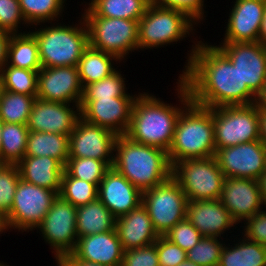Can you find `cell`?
<instances>
[{"mask_svg": "<svg viewBox=\"0 0 266 266\" xmlns=\"http://www.w3.org/2000/svg\"><path fill=\"white\" fill-rule=\"evenodd\" d=\"M194 44L178 76L187 86L191 102L205 108L253 104L256 95L242 85L229 58L216 45L197 39Z\"/></svg>", "mask_w": 266, "mask_h": 266, "instance_id": "cell-1", "label": "cell"}, {"mask_svg": "<svg viewBox=\"0 0 266 266\" xmlns=\"http://www.w3.org/2000/svg\"><path fill=\"white\" fill-rule=\"evenodd\" d=\"M176 91L181 106L168 104L147 92L138 93L134 101L131 122L125 134L132 141L161 148L168 152L181 112L191 103L187 86L179 78ZM183 105V106H182Z\"/></svg>", "mask_w": 266, "mask_h": 266, "instance_id": "cell-2", "label": "cell"}, {"mask_svg": "<svg viewBox=\"0 0 266 266\" xmlns=\"http://www.w3.org/2000/svg\"><path fill=\"white\" fill-rule=\"evenodd\" d=\"M113 166L141 192L159 185L172 176L165 150L132 141L126 135L117 136Z\"/></svg>", "mask_w": 266, "mask_h": 266, "instance_id": "cell-3", "label": "cell"}, {"mask_svg": "<svg viewBox=\"0 0 266 266\" xmlns=\"http://www.w3.org/2000/svg\"><path fill=\"white\" fill-rule=\"evenodd\" d=\"M213 112L191 102L180 114L167 152L170 165L215 156Z\"/></svg>", "mask_w": 266, "mask_h": 266, "instance_id": "cell-4", "label": "cell"}, {"mask_svg": "<svg viewBox=\"0 0 266 266\" xmlns=\"http://www.w3.org/2000/svg\"><path fill=\"white\" fill-rule=\"evenodd\" d=\"M58 24L54 26L52 23L51 26L35 28V31L29 30L37 41L41 65L78 66L83 52L89 46L86 23L81 17L79 24Z\"/></svg>", "mask_w": 266, "mask_h": 266, "instance_id": "cell-5", "label": "cell"}, {"mask_svg": "<svg viewBox=\"0 0 266 266\" xmlns=\"http://www.w3.org/2000/svg\"><path fill=\"white\" fill-rule=\"evenodd\" d=\"M82 17L88 30L89 46L123 60L138 50V21L97 16L88 6Z\"/></svg>", "mask_w": 266, "mask_h": 266, "instance_id": "cell-6", "label": "cell"}, {"mask_svg": "<svg viewBox=\"0 0 266 266\" xmlns=\"http://www.w3.org/2000/svg\"><path fill=\"white\" fill-rule=\"evenodd\" d=\"M197 25L184 13L152 3L138 21V49H153L187 38ZM188 34V35H187Z\"/></svg>", "mask_w": 266, "mask_h": 266, "instance_id": "cell-7", "label": "cell"}, {"mask_svg": "<svg viewBox=\"0 0 266 266\" xmlns=\"http://www.w3.org/2000/svg\"><path fill=\"white\" fill-rule=\"evenodd\" d=\"M172 176L187 200L220 199L225 176L215 156L180 160L172 166Z\"/></svg>", "mask_w": 266, "mask_h": 266, "instance_id": "cell-8", "label": "cell"}, {"mask_svg": "<svg viewBox=\"0 0 266 266\" xmlns=\"http://www.w3.org/2000/svg\"><path fill=\"white\" fill-rule=\"evenodd\" d=\"M213 112L215 149L259 140L255 104L209 108Z\"/></svg>", "mask_w": 266, "mask_h": 266, "instance_id": "cell-9", "label": "cell"}, {"mask_svg": "<svg viewBox=\"0 0 266 266\" xmlns=\"http://www.w3.org/2000/svg\"><path fill=\"white\" fill-rule=\"evenodd\" d=\"M186 204V195L173 176L142 192V205L148 211L153 226L160 236H164L178 222L186 218Z\"/></svg>", "mask_w": 266, "mask_h": 266, "instance_id": "cell-10", "label": "cell"}, {"mask_svg": "<svg viewBox=\"0 0 266 266\" xmlns=\"http://www.w3.org/2000/svg\"><path fill=\"white\" fill-rule=\"evenodd\" d=\"M57 197L55 191L33 185L20 178L12 208L6 215L9 229H18L22 233L35 230Z\"/></svg>", "mask_w": 266, "mask_h": 266, "instance_id": "cell-11", "label": "cell"}, {"mask_svg": "<svg viewBox=\"0 0 266 266\" xmlns=\"http://www.w3.org/2000/svg\"><path fill=\"white\" fill-rule=\"evenodd\" d=\"M36 229L53 249L55 261L61 260L75 250L78 241L76 207L58 195Z\"/></svg>", "mask_w": 266, "mask_h": 266, "instance_id": "cell-12", "label": "cell"}, {"mask_svg": "<svg viewBox=\"0 0 266 266\" xmlns=\"http://www.w3.org/2000/svg\"><path fill=\"white\" fill-rule=\"evenodd\" d=\"M215 157L225 178L258 180L266 170V147L260 140L218 149Z\"/></svg>", "mask_w": 266, "mask_h": 266, "instance_id": "cell-13", "label": "cell"}, {"mask_svg": "<svg viewBox=\"0 0 266 266\" xmlns=\"http://www.w3.org/2000/svg\"><path fill=\"white\" fill-rule=\"evenodd\" d=\"M116 138L117 135L107 128L88 123L80 118L69 135V158L103 160L112 167Z\"/></svg>", "mask_w": 266, "mask_h": 266, "instance_id": "cell-14", "label": "cell"}, {"mask_svg": "<svg viewBox=\"0 0 266 266\" xmlns=\"http://www.w3.org/2000/svg\"><path fill=\"white\" fill-rule=\"evenodd\" d=\"M219 45L217 47L238 70L242 85H247L256 95L266 83V48L258 41Z\"/></svg>", "mask_w": 266, "mask_h": 266, "instance_id": "cell-15", "label": "cell"}, {"mask_svg": "<svg viewBox=\"0 0 266 266\" xmlns=\"http://www.w3.org/2000/svg\"><path fill=\"white\" fill-rule=\"evenodd\" d=\"M82 96L77 66L42 67L38 71V99L80 106Z\"/></svg>", "mask_w": 266, "mask_h": 266, "instance_id": "cell-16", "label": "cell"}, {"mask_svg": "<svg viewBox=\"0 0 266 266\" xmlns=\"http://www.w3.org/2000/svg\"><path fill=\"white\" fill-rule=\"evenodd\" d=\"M136 98L81 100V118L88 123L107 128L117 136L125 135L130 126L132 108Z\"/></svg>", "mask_w": 266, "mask_h": 266, "instance_id": "cell-17", "label": "cell"}, {"mask_svg": "<svg viewBox=\"0 0 266 266\" xmlns=\"http://www.w3.org/2000/svg\"><path fill=\"white\" fill-rule=\"evenodd\" d=\"M80 118L79 105L73 104L71 108L67 103L49 102L36 98L27 128L34 132L59 133L69 136Z\"/></svg>", "mask_w": 266, "mask_h": 266, "instance_id": "cell-18", "label": "cell"}, {"mask_svg": "<svg viewBox=\"0 0 266 266\" xmlns=\"http://www.w3.org/2000/svg\"><path fill=\"white\" fill-rule=\"evenodd\" d=\"M219 200L237 224L263 210L264 206L259 182L254 179L225 178Z\"/></svg>", "mask_w": 266, "mask_h": 266, "instance_id": "cell-19", "label": "cell"}, {"mask_svg": "<svg viewBox=\"0 0 266 266\" xmlns=\"http://www.w3.org/2000/svg\"><path fill=\"white\" fill-rule=\"evenodd\" d=\"M123 252L115 229L78 238L75 250L61 260H83L105 266H121Z\"/></svg>", "mask_w": 266, "mask_h": 266, "instance_id": "cell-20", "label": "cell"}, {"mask_svg": "<svg viewBox=\"0 0 266 266\" xmlns=\"http://www.w3.org/2000/svg\"><path fill=\"white\" fill-rule=\"evenodd\" d=\"M265 8L266 0H236L222 43L257 42Z\"/></svg>", "mask_w": 266, "mask_h": 266, "instance_id": "cell-21", "label": "cell"}, {"mask_svg": "<svg viewBox=\"0 0 266 266\" xmlns=\"http://www.w3.org/2000/svg\"><path fill=\"white\" fill-rule=\"evenodd\" d=\"M98 199L118 218L142 204V192L110 167L98 185Z\"/></svg>", "mask_w": 266, "mask_h": 266, "instance_id": "cell-22", "label": "cell"}, {"mask_svg": "<svg viewBox=\"0 0 266 266\" xmlns=\"http://www.w3.org/2000/svg\"><path fill=\"white\" fill-rule=\"evenodd\" d=\"M187 220L207 237L222 238L221 235L238 225L219 199L187 200Z\"/></svg>", "mask_w": 266, "mask_h": 266, "instance_id": "cell-23", "label": "cell"}, {"mask_svg": "<svg viewBox=\"0 0 266 266\" xmlns=\"http://www.w3.org/2000/svg\"><path fill=\"white\" fill-rule=\"evenodd\" d=\"M115 229L124 251L147 246L160 237L142 204L116 218Z\"/></svg>", "mask_w": 266, "mask_h": 266, "instance_id": "cell-24", "label": "cell"}, {"mask_svg": "<svg viewBox=\"0 0 266 266\" xmlns=\"http://www.w3.org/2000/svg\"><path fill=\"white\" fill-rule=\"evenodd\" d=\"M17 166L22 180L59 195L64 166L58 160L48 156H24Z\"/></svg>", "mask_w": 266, "mask_h": 266, "instance_id": "cell-25", "label": "cell"}, {"mask_svg": "<svg viewBox=\"0 0 266 266\" xmlns=\"http://www.w3.org/2000/svg\"><path fill=\"white\" fill-rule=\"evenodd\" d=\"M116 217L97 198L76 208V232L78 238L115 230Z\"/></svg>", "mask_w": 266, "mask_h": 266, "instance_id": "cell-26", "label": "cell"}, {"mask_svg": "<svg viewBox=\"0 0 266 266\" xmlns=\"http://www.w3.org/2000/svg\"><path fill=\"white\" fill-rule=\"evenodd\" d=\"M25 156H48L58 160L65 167L69 159V136L29 131Z\"/></svg>", "mask_w": 266, "mask_h": 266, "instance_id": "cell-27", "label": "cell"}, {"mask_svg": "<svg viewBox=\"0 0 266 266\" xmlns=\"http://www.w3.org/2000/svg\"><path fill=\"white\" fill-rule=\"evenodd\" d=\"M12 34L7 48V65L39 71L42 68L35 37L26 31Z\"/></svg>", "mask_w": 266, "mask_h": 266, "instance_id": "cell-28", "label": "cell"}, {"mask_svg": "<svg viewBox=\"0 0 266 266\" xmlns=\"http://www.w3.org/2000/svg\"><path fill=\"white\" fill-rule=\"evenodd\" d=\"M114 61L119 63L116 56L105 53L101 50L88 46L78 63L79 78L83 88L93 82L108 77L117 69L114 68Z\"/></svg>", "mask_w": 266, "mask_h": 266, "instance_id": "cell-29", "label": "cell"}, {"mask_svg": "<svg viewBox=\"0 0 266 266\" xmlns=\"http://www.w3.org/2000/svg\"><path fill=\"white\" fill-rule=\"evenodd\" d=\"M239 243L223 247L218 266H266V246L245 237Z\"/></svg>", "mask_w": 266, "mask_h": 266, "instance_id": "cell-30", "label": "cell"}, {"mask_svg": "<svg viewBox=\"0 0 266 266\" xmlns=\"http://www.w3.org/2000/svg\"><path fill=\"white\" fill-rule=\"evenodd\" d=\"M151 0H91L89 8L100 17L139 21Z\"/></svg>", "mask_w": 266, "mask_h": 266, "instance_id": "cell-31", "label": "cell"}, {"mask_svg": "<svg viewBox=\"0 0 266 266\" xmlns=\"http://www.w3.org/2000/svg\"><path fill=\"white\" fill-rule=\"evenodd\" d=\"M29 129L27 125L3 123L0 159L8 165H17L25 156Z\"/></svg>", "mask_w": 266, "mask_h": 266, "instance_id": "cell-32", "label": "cell"}, {"mask_svg": "<svg viewBox=\"0 0 266 266\" xmlns=\"http://www.w3.org/2000/svg\"><path fill=\"white\" fill-rule=\"evenodd\" d=\"M37 95H25L1 89L0 119L3 123L27 125Z\"/></svg>", "mask_w": 266, "mask_h": 266, "instance_id": "cell-33", "label": "cell"}, {"mask_svg": "<svg viewBox=\"0 0 266 266\" xmlns=\"http://www.w3.org/2000/svg\"><path fill=\"white\" fill-rule=\"evenodd\" d=\"M24 19L29 26L59 21L66 0H18ZM64 4V5H63ZM59 15V16H58ZM55 19V20H54ZM39 23V24H38Z\"/></svg>", "mask_w": 266, "mask_h": 266, "instance_id": "cell-34", "label": "cell"}, {"mask_svg": "<svg viewBox=\"0 0 266 266\" xmlns=\"http://www.w3.org/2000/svg\"><path fill=\"white\" fill-rule=\"evenodd\" d=\"M0 73L1 89L25 95H37L38 71L5 64Z\"/></svg>", "mask_w": 266, "mask_h": 266, "instance_id": "cell-35", "label": "cell"}, {"mask_svg": "<svg viewBox=\"0 0 266 266\" xmlns=\"http://www.w3.org/2000/svg\"><path fill=\"white\" fill-rule=\"evenodd\" d=\"M59 196L77 208L98 198V185L71 177L64 170Z\"/></svg>", "mask_w": 266, "mask_h": 266, "instance_id": "cell-36", "label": "cell"}, {"mask_svg": "<svg viewBox=\"0 0 266 266\" xmlns=\"http://www.w3.org/2000/svg\"><path fill=\"white\" fill-rule=\"evenodd\" d=\"M125 78L116 70L104 79L90 83L83 88L81 100H96L97 98L137 97L127 93Z\"/></svg>", "mask_w": 266, "mask_h": 266, "instance_id": "cell-37", "label": "cell"}, {"mask_svg": "<svg viewBox=\"0 0 266 266\" xmlns=\"http://www.w3.org/2000/svg\"><path fill=\"white\" fill-rule=\"evenodd\" d=\"M110 166L93 158H69L64 170L74 178L99 185Z\"/></svg>", "mask_w": 266, "mask_h": 266, "instance_id": "cell-38", "label": "cell"}, {"mask_svg": "<svg viewBox=\"0 0 266 266\" xmlns=\"http://www.w3.org/2000/svg\"><path fill=\"white\" fill-rule=\"evenodd\" d=\"M218 237L203 236L200 241L186 252L187 260L198 266H218L225 242Z\"/></svg>", "mask_w": 266, "mask_h": 266, "instance_id": "cell-39", "label": "cell"}, {"mask_svg": "<svg viewBox=\"0 0 266 266\" xmlns=\"http://www.w3.org/2000/svg\"><path fill=\"white\" fill-rule=\"evenodd\" d=\"M20 172L17 165L6 164L0 170V210L8 214L12 208Z\"/></svg>", "mask_w": 266, "mask_h": 266, "instance_id": "cell-40", "label": "cell"}, {"mask_svg": "<svg viewBox=\"0 0 266 266\" xmlns=\"http://www.w3.org/2000/svg\"><path fill=\"white\" fill-rule=\"evenodd\" d=\"M164 237L182 250L192 249L203 237L202 234L185 218L171 228Z\"/></svg>", "mask_w": 266, "mask_h": 266, "instance_id": "cell-41", "label": "cell"}, {"mask_svg": "<svg viewBox=\"0 0 266 266\" xmlns=\"http://www.w3.org/2000/svg\"><path fill=\"white\" fill-rule=\"evenodd\" d=\"M25 24L18 0H0V30L11 34H19V26ZM20 24V25H19Z\"/></svg>", "mask_w": 266, "mask_h": 266, "instance_id": "cell-42", "label": "cell"}, {"mask_svg": "<svg viewBox=\"0 0 266 266\" xmlns=\"http://www.w3.org/2000/svg\"><path fill=\"white\" fill-rule=\"evenodd\" d=\"M153 5L170 8L187 15L196 24L204 19V0H151Z\"/></svg>", "mask_w": 266, "mask_h": 266, "instance_id": "cell-43", "label": "cell"}, {"mask_svg": "<svg viewBox=\"0 0 266 266\" xmlns=\"http://www.w3.org/2000/svg\"><path fill=\"white\" fill-rule=\"evenodd\" d=\"M121 266H160L156 242L124 251Z\"/></svg>", "mask_w": 266, "mask_h": 266, "instance_id": "cell-44", "label": "cell"}, {"mask_svg": "<svg viewBox=\"0 0 266 266\" xmlns=\"http://www.w3.org/2000/svg\"><path fill=\"white\" fill-rule=\"evenodd\" d=\"M156 250L160 266H178L187 259L186 251L171 243L164 236H160L156 240Z\"/></svg>", "mask_w": 266, "mask_h": 266, "instance_id": "cell-45", "label": "cell"}, {"mask_svg": "<svg viewBox=\"0 0 266 266\" xmlns=\"http://www.w3.org/2000/svg\"><path fill=\"white\" fill-rule=\"evenodd\" d=\"M264 210L246 219L243 226L244 232L241 233L246 239L266 246V211Z\"/></svg>", "mask_w": 266, "mask_h": 266, "instance_id": "cell-46", "label": "cell"}, {"mask_svg": "<svg viewBox=\"0 0 266 266\" xmlns=\"http://www.w3.org/2000/svg\"><path fill=\"white\" fill-rule=\"evenodd\" d=\"M11 33L0 30V70L7 62V48Z\"/></svg>", "mask_w": 266, "mask_h": 266, "instance_id": "cell-47", "label": "cell"}, {"mask_svg": "<svg viewBox=\"0 0 266 266\" xmlns=\"http://www.w3.org/2000/svg\"><path fill=\"white\" fill-rule=\"evenodd\" d=\"M259 140L266 147V110H259Z\"/></svg>", "mask_w": 266, "mask_h": 266, "instance_id": "cell-48", "label": "cell"}, {"mask_svg": "<svg viewBox=\"0 0 266 266\" xmlns=\"http://www.w3.org/2000/svg\"><path fill=\"white\" fill-rule=\"evenodd\" d=\"M57 266H105L98 263H92L83 260H59Z\"/></svg>", "mask_w": 266, "mask_h": 266, "instance_id": "cell-49", "label": "cell"}, {"mask_svg": "<svg viewBox=\"0 0 266 266\" xmlns=\"http://www.w3.org/2000/svg\"><path fill=\"white\" fill-rule=\"evenodd\" d=\"M258 42L266 48V8L264 10L261 27L258 34Z\"/></svg>", "mask_w": 266, "mask_h": 266, "instance_id": "cell-50", "label": "cell"}, {"mask_svg": "<svg viewBox=\"0 0 266 266\" xmlns=\"http://www.w3.org/2000/svg\"><path fill=\"white\" fill-rule=\"evenodd\" d=\"M260 192L264 207L266 208V170L261 174L258 179Z\"/></svg>", "mask_w": 266, "mask_h": 266, "instance_id": "cell-51", "label": "cell"}, {"mask_svg": "<svg viewBox=\"0 0 266 266\" xmlns=\"http://www.w3.org/2000/svg\"><path fill=\"white\" fill-rule=\"evenodd\" d=\"M9 230L6 214L0 210V234Z\"/></svg>", "mask_w": 266, "mask_h": 266, "instance_id": "cell-52", "label": "cell"}, {"mask_svg": "<svg viewBox=\"0 0 266 266\" xmlns=\"http://www.w3.org/2000/svg\"><path fill=\"white\" fill-rule=\"evenodd\" d=\"M178 266H198V265L196 263L186 259L185 261L180 263Z\"/></svg>", "mask_w": 266, "mask_h": 266, "instance_id": "cell-53", "label": "cell"}, {"mask_svg": "<svg viewBox=\"0 0 266 266\" xmlns=\"http://www.w3.org/2000/svg\"><path fill=\"white\" fill-rule=\"evenodd\" d=\"M2 129H3V121L0 119V149H1V143H2V137H1Z\"/></svg>", "mask_w": 266, "mask_h": 266, "instance_id": "cell-54", "label": "cell"}, {"mask_svg": "<svg viewBox=\"0 0 266 266\" xmlns=\"http://www.w3.org/2000/svg\"><path fill=\"white\" fill-rule=\"evenodd\" d=\"M6 164L0 159V170L5 166Z\"/></svg>", "mask_w": 266, "mask_h": 266, "instance_id": "cell-55", "label": "cell"}, {"mask_svg": "<svg viewBox=\"0 0 266 266\" xmlns=\"http://www.w3.org/2000/svg\"><path fill=\"white\" fill-rule=\"evenodd\" d=\"M0 266H9V265H7L6 263L4 264L3 261L2 262L0 261Z\"/></svg>", "mask_w": 266, "mask_h": 266, "instance_id": "cell-56", "label": "cell"}, {"mask_svg": "<svg viewBox=\"0 0 266 266\" xmlns=\"http://www.w3.org/2000/svg\"><path fill=\"white\" fill-rule=\"evenodd\" d=\"M0 91H1V73H0Z\"/></svg>", "mask_w": 266, "mask_h": 266, "instance_id": "cell-57", "label": "cell"}]
</instances>
